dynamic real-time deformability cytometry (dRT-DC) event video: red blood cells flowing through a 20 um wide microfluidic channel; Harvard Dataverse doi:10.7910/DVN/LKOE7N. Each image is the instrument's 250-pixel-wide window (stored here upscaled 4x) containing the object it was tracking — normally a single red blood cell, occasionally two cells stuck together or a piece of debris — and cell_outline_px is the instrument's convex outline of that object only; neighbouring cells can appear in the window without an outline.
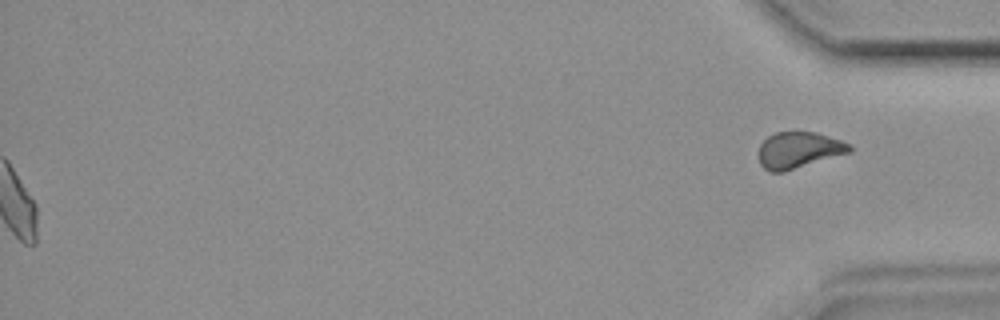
{"species": "common noctule bat (a hibernating species)", "species_latin": "Nyctalus noctula", "temperature_condition": "room temperature", "stored_images_in_passage": 47, "segment_of_instrument_passage": [2, 2], "camera_frame_rate_fps": 3000, "um_per_image_px": 0.085, "animal": {"sex": "female", "body_mass_g": 19.9}, "frame": {"image": 1, "passage_image": 47, "time_ms": 15.333, "image_size_px": [1000, 320], "cell_outline_px": [[852, 152], [784, 172], [768, 172], [760, 164], [760, 144], [768, 136], [776, 132], [816, 132], [852, 144]], "centroid_in_image_um": [67.92, 12.77], "position_along_channel_um": 367.3, "area_um2": 19.31}}